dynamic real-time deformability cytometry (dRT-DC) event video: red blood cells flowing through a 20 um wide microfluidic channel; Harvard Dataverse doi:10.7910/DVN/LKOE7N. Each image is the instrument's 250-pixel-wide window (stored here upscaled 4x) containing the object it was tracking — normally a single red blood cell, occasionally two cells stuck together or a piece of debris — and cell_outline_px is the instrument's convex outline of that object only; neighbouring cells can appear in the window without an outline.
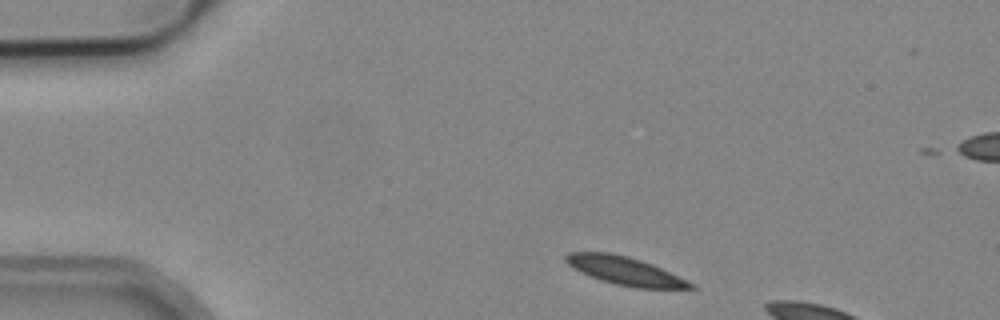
{"species": "common noctule bat (a hibernating species)", "species_latin": "Nyctalus noctula", "temperature_condition": "cold", "stored_images_in_passage": 6, "camera_frame_rate_fps": 3000, "um_per_image_px": 0.085, "animal": {"sex": "male", "body_mass_g": 19.2, "forearm_length_mm": 51.8}, "frame": {"image": 1, "passage_image": 1, "time_ms": 0.0, "image_size_px": [1000, 320], "cell_outline_px": [[700, 288], [636, 288], [616, 284], [600, 280], [580, 272], [572, 268], [564, 260], [564, 256], [568, 252], [608, 252], [628, 256], [652, 264], [696, 284]], "centroid_in_image_um": [53.11, 23.02], "position_along_channel_um": 31.9, "area_um2": 20.52}}